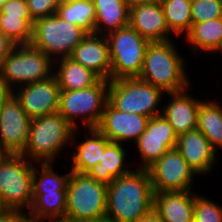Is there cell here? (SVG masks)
I'll list each match as a JSON object with an SVG mask.
<instances>
[{"mask_svg":"<svg viewBox=\"0 0 222 222\" xmlns=\"http://www.w3.org/2000/svg\"><path fill=\"white\" fill-rule=\"evenodd\" d=\"M192 24L222 17L221 0H192Z\"/></svg>","mask_w":222,"mask_h":222,"instance_id":"d6a6232c","label":"cell"},{"mask_svg":"<svg viewBox=\"0 0 222 222\" xmlns=\"http://www.w3.org/2000/svg\"><path fill=\"white\" fill-rule=\"evenodd\" d=\"M107 185L71 171L67 184L66 222H87L106 216Z\"/></svg>","mask_w":222,"mask_h":222,"instance_id":"277c9868","label":"cell"},{"mask_svg":"<svg viewBox=\"0 0 222 222\" xmlns=\"http://www.w3.org/2000/svg\"><path fill=\"white\" fill-rule=\"evenodd\" d=\"M13 93L31 119L57 112L59 109L60 88L54 75L46 80L19 86Z\"/></svg>","mask_w":222,"mask_h":222,"instance_id":"5bb4252c","label":"cell"},{"mask_svg":"<svg viewBox=\"0 0 222 222\" xmlns=\"http://www.w3.org/2000/svg\"><path fill=\"white\" fill-rule=\"evenodd\" d=\"M194 191L153 194V209L163 222H193Z\"/></svg>","mask_w":222,"mask_h":222,"instance_id":"ffe728a7","label":"cell"},{"mask_svg":"<svg viewBox=\"0 0 222 222\" xmlns=\"http://www.w3.org/2000/svg\"><path fill=\"white\" fill-rule=\"evenodd\" d=\"M67 191L33 193L30 222L65 221Z\"/></svg>","mask_w":222,"mask_h":222,"instance_id":"484cf974","label":"cell"},{"mask_svg":"<svg viewBox=\"0 0 222 222\" xmlns=\"http://www.w3.org/2000/svg\"><path fill=\"white\" fill-rule=\"evenodd\" d=\"M172 40L150 42L147 45L138 77L165 94L181 92L191 87L186 61Z\"/></svg>","mask_w":222,"mask_h":222,"instance_id":"7a4b0ae2","label":"cell"},{"mask_svg":"<svg viewBox=\"0 0 222 222\" xmlns=\"http://www.w3.org/2000/svg\"><path fill=\"white\" fill-rule=\"evenodd\" d=\"M187 88L177 93H168L170 101L162 107V115L173 127L177 137L197 128V114L202 100L194 98Z\"/></svg>","mask_w":222,"mask_h":222,"instance_id":"d6986e66","label":"cell"},{"mask_svg":"<svg viewBox=\"0 0 222 222\" xmlns=\"http://www.w3.org/2000/svg\"><path fill=\"white\" fill-rule=\"evenodd\" d=\"M16 45L0 31V65Z\"/></svg>","mask_w":222,"mask_h":222,"instance_id":"8d00e7d4","label":"cell"},{"mask_svg":"<svg viewBox=\"0 0 222 222\" xmlns=\"http://www.w3.org/2000/svg\"><path fill=\"white\" fill-rule=\"evenodd\" d=\"M96 20L94 33H108L129 26V6L124 0H92Z\"/></svg>","mask_w":222,"mask_h":222,"instance_id":"cb8c5ba5","label":"cell"},{"mask_svg":"<svg viewBox=\"0 0 222 222\" xmlns=\"http://www.w3.org/2000/svg\"><path fill=\"white\" fill-rule=\"evenodd\" d=\"M129 26L149 42H163L173 38L160 2L130 7Z\"/></svg>","mask_w":222,"mask_h":222,"instance_id":"ac0fdd59","label":"cell"},{"mask_svg":"<svg viewBox=\"0 0 222 222\" xmlns=\"http://www.w3.org/2000/svg\"><path fill=\"white\" fill-rule=\"evenodd\" d=\"M9 153L3 148L0 144V162L7 156Z\"/></svg>","mask_w":222,"mask_h":222,"instance_id":"60d3db41","label":"cell"},{"mask_svg":"<svg viewBox=\"0 0 222 222\" xmlns=\"http://www.w3.org/2000/svg\"><path fill=\"white\" fill-rule=\"evenodd\" d=\"M56 64V66H55ZM53 75L60 90H81L95 85L101 78L71 58H60L54 61Z\"/></svg>","mask_w":222,"mask_h":222,"instance_id":"7402d4cb","label":"cell"},{"mask_svg":"<svg viewBox=\"0 0 222 222\" xmlns=\"http://www.w3.org/2000/svg\"><path fill=\"white\" fill-rule=\"evenodd\" d=\"M137 222H163L160 216L152 209L147 215L140 218Z\"/></svg>","mask_w":222,"mask_h":222,"instance_id":"f35d334b","label":"cell"},{"mask_svg":"<svg viewBox=\"0 0 222 222\" xmlns=\"http://www.w3.org/2000/svg\"><path fill=\"white\" fill-rule=\"evenodd\" d=\"M85 129L89 132L85 133V140L75 144L74 153H71L73 163H71L70 170L80 174H86L92 167L100 163L105 147L110 143L97 128Z\"/></svg>","mask_w":222,"mask_h":222,"instance_id":"44dd1931","label":"cell"},{"mask_svg":"<svg viewBox=\"0 0 222 222\" xmlns=\"http://www.w3.org/2000/svg\"><path fill=\"white\" fill-rule=\"evenodd\" d=\"M109 80L100 79L95 85L81 90H60L59 109L61 116L74 128H97L108 102ZM77 119V121H76Z\"/></svg>","mask_w":222,"mask_h":222,"instance_id":"52a82bcc","label":"cell"},{"mask_svg":"<svg viewBox=\"0 0 222 222\" xmlns=\"http://www.w3.org/2000/svg\"><path fill=\"white\" fill-rule=\"evenodd\" d=\"M45 222V221H44ZM51 222H66V221H51Z\"/></svg>","mask_w":222,"mask_h":222,"instance_id":"bcb514c9","label":"cell"},{"mask_svg":"<svg viewBox=\"0 0 222 222\" xmlns=\"http://www.w3.org/2000/svg\"><path fill=\"white\" fill-rule=\"evenodd\" d=\"M76 130L58 111L31 119L28 142L22 155L33 162L54 163L67 144H77L74 140L79 132Z\"/></svg>","mask_w":222,"mask_h":222,"instance_id":"3957f363","label":"cell"},{"mask_svg":"<svg viewBox=\"0 0 222 222\" xmlns=\"http://www.w3.org/2000/svg\"><path fill=\"white\" fill-rule=\"evenodd\" d=\"M148 170H132L107 185L106 216L113 222H137L153 209Z\"/></svg>","mask_w":222,"mask_h":222,"instance_id":"6da1fadb","label":"cell"},{"mask_svg":"<svg viewBox=\"0 0 222 222\" xmlns=\"http://www.w3.org/2000/svg\"><path fill=\"white\" fill-rule=\"evenodd\" d=\"M0 222H30V220L27 211L4 209L0 212Z\"/></svg>","mask_w":222,"mask_h":222,"instance_id":"d590c367","label":"cell"},{"mask_svg":"<svg viewBox=\"0 0 222 222\" xmlns=\"http://www.w3.org/2000/svg\"><path fill=\"white\" fill-rule=\"evenodd\" d=\"M31 18L37 19L52 16L60 3L59 0H26Z\"/></svg>","mask_w":222,"mask_h":222,"instance_id":"836d02e7","label":"cell"},{"mask_svg":"<svg viewBox=\"0 0 222 222\" xmlns=\"http://www.w3.org/2000/svg\"><path fill=\"white\" fill-rule=\"evenodd\" d=\"M36 163L22 154H9L0 162V203L4 209H30L33 202V170Z\"/></svg>","mask_w":222,"mask_h":222,"instance_id":"8992f818","label":"cell"},{"mask_svg":"<svg viewBox=\"0 0 222 222\" xmlns=\"http://www.w3.org/2000/svg\"><path fill=\"white\" fill-rule=\"evenodd\" d=\"M87 222H113L112 220L108 219L107 217L98 219V220H93V221H87Z\"/></svg>","mask_w":222,"mask_h":222,"instance_id":"b9f144b4","label":"cell"},{"mask_svg":"<svg viewBox=\"0 0 222 222\" xmlns=\"http://www.w3.org/2000/svg\"><path fill=\"white\" fill-rule=\"evenodd\" d=\"M124 1L129 6V8L140 4H152L160 2V0H124Z\"/></svg>","mask_w":222,"mask_h":222,"instance_id":"ab89813d","label":"cell"},{"mask_svg":"<svg viewBox=\"0 0 222 222\" xmlns=\"http://www.w3.org/2000/svg\"><path fill=\"white\" fill-rule=\"evenodd\" d=\"M165 93L138 77L110 80L108 103L118 111L144 115L148 118L162 114ZM163 96V97H162Z\"/></svg>","mask_w":222,"mask_h":222,"instance_id":"5b68a950","label":"cell"},{"mask_svg":"<svg viewBox=\"0 0 222 222\" xmlns=\"http://www.w3.org/2000/svg\"><path fill=\"white\" fill-rule=\"evenodd\" d=\"M88 33L56 14L34 21L31 45L53 61L70 57L74 48Z\"/></svg>","mask_w":222,"mask_h":222,"instance_id":"9c48e42d","label":"cell"},{"mask_svg":"<svg viewBox=\"0 0 222 222\" xmlns=\"http://www.w3.org/2000/svg\"><path fill=\"white\" fill-rule=\"evenodd\" d=\"M12 93L13 91L3 81L0 73V108Z\"/></svg>","mask_w":222,"mask_h":222,"instance_id":"74e56055","label":"cell"},{"mask_svg":"<svg viewBox=\"0 0 222 222\" xmlns=\"http://www.w3.org/2000/svg\"><path fill=\"white\" fill-rule=\"evenodd\" d=\"M60 2H68V1H72V0H59Z\"/></svg>","mask_w":222,"mask_h":222,"instance_id":"f6af8a7d","label":"cell"},{"mask_svg":"<svg viewBox=\"0 0 222 222\" xmlns=\"http://www.w3.org/2000/svg\"><path fill=\"white\" fill-rule=\"evenodd\" d=\"M166 24L177 38L189 32L192 26V0H160Z\"/></svg>","mask_w":222,"mask_h":222,"instance_id":"f1b7e54d","label":"cell"},{"mask_svg":"<svg viewBox=\"0 0 222 222\" xmlns=\"http://www.w3.org/2000/svg\"><path fill=\"white\" fill-rule=\"evenodd\" d=\"M111 61L110 80L139 77L150 43L130 26L108 33Z\"/></svg>","mask_w":222,"mask_h":222,"instance_id":"30bf717a","label":"cell"},{"mask_svg":"<svg viewBox=\"0 0 222 222\" xmlns=\"http://www.w3.org/2000/svg\"><path fill=\"white\" fill-rule=\"evenodd\" d=\"M4 210V208L2 207L1 203H0V212H2Z\"/></svg>","mask_w":222,"mask_h":222,"instance_id":"ee69618b","label":"cell"},{"mask_svg":"<svg viewBox=\"0 0 222 222\" xmlns=\"http://www.w3.org/2000/svg\"><path fill=\"white\" fill-rule=\"evenodd\" d=\"M193 222H222V206L194 193Z\"/></svg>","mask_w":222,"mask_h":222,"instance_id":"1f68e13d","label":"cell"},{"mask_svg":"<svg viewBox=\"0 0 222 222\" xmlns=\"http://www.w3.org/2000/svg\"><path fill=\"white\" fill-rule=\"evenodd\" d=\"M185 40L191 46L193 54L221 53L222 43V17L213 20L192 24L185 35Z\"/></svg>","mask_w":222,"mask_h":222,"instance_id":"d4e9b609","label":"cell"},{"mask_svg":"<svg viewBox=\"0 0 222 222\" xmlns=\"http://www.w3.org/2000/svg\"><path fill=\"white\" fill-rule=\"evenodd\" d=\"M52 164V162H46L36 163L34 165L32 183L33 193L67 191V184L71 170L69 169L68 173L66 172L61 175L54 171V165Z\"/></svg>","mask_w":222,"mask_h":222,"instance_id":"f546056e","label":"cell"},{"mask_svg":"<svg viewBox=\"0 0 222 222\" xmlns=\"http://www.w3.org/2000/svg\"><path fill=\"white\" fill-rule=\"evenodd\" d=\"M153 193L192 191L196 172L174 148L164 153L148 169Z\"/></svg>","mask_w":222,"mask_h":222,"instance_id":"8fae6325","label":"cell"},{"mask_svg":"<svg viewBox=\"0 0 222 222\" xmlns=\"http://www.w3.org/2000/svg\"><path fill=\"white\" fill-rule=\"evenodd\" d=\"M69 58L93 71L101 79L110 81L111 61L106 35L88 33Z\"/></svg>","mask_w":222,"mask_h":222,"instance_id":"2e32d148","label":"cell"},{"mask_svg":"<svg viewBox=\"0 0 222 222\" xmlns=\"http://www.w3.org/2000/svg\"><path fill=\"white\" fill-rule=\"evenodd\" d=\"M0 17L32 19L26 0H7L0 9Z\"/></svg>","mask_w":222,"mask_h":222,"instance_id":"e575fe53","label":"cell"},{"mask_svg":"<svg viewBox=\"0 0 222 222\" xmlns=\"http://www.w3.org/2000/svg\"><path fill=\"white\" fill-rule=\"evenodd\" d=\"M148 119L144 115L118 111L107 102L97 129L110 142L134 143L145 131Z\"/></svg>","mask_w":222,"mask_h":222,"instance_id":"9a60e30c","label":"cell"},{"mask_svg":"<svg viewBox=\"0 0 222 222\" xmlns=\"http://www.w3.org/2000/svg\"><path fill=\"white\" fill-rule=\"evenodd\" d=\"M176 149L196 174L201 176L212 172L219 159L218 153L198 128L179 135Z\"/></svg>","mask_w":222,"mask_h":222,"instance_id":"e0dca14e","label":"cell"},{"mask_svg":"<svg viewBox=\"0 0 222 222\" xmlns=\"http://www.w3.org/2000/svg\"><path fill=\"white\" fill-rule=\"evenodd\" d=\"M7 0H0V9Z\"/></svg>","mask_w":222,"mask_h":222,"instance_id":"7bdbcfd3","label":"cell"},{"mask_svg":"<svg viewBox=\"0 0 222 222\" xmlns=\"http://www.w3.org/2000/svg\"><path fill=\"white\" fill-rule=\"evenodd\" d=\"M56 15L68 23L81 27L87 33H94L96 11L92 0L60 2Z\"/></svg>","mask_w":222,"mask_h":222,"instance_id":"83f0119b","label":"cell"},{"mask_svg":"<svg viewBox=\"0 0 222 222\" xmlns=\"http://www.w3.org/2000/svg\"><path fill=\"white\" fill-rule=\"evenodd\" d=\"M33 19L0 17V31L15 45L30 44L33 34Z\"/></svg>","mask_w":222,"mask_h":222,"instance_id":"4dcf8cb0","label":"cell"},{"mask_svg":"<svg viewBox=\"0 0 222 222\" xmlns=\"http://www.w3.org/2000/svg\"><path fill=\"white\" fill-rule=\"evenodd\" d=\"M54 61L31 44L16 45L0 65L3 81L15 88L46 80L53 75ZM14 88V89H13Z\"/></svg>","mask_w":222,"mask_h":222,"instance_id":"ba28073f","label":"cell"},{"mask_svg":"<svg viewBox=\"0 0 222 222\" xmlns=\"http://www.w3.org/2000/svg\"><path fill=\"white\" fill-rule=\"evenodd\" d=\"M197 128L218 152L222 149V104L215 100H202L197 114Z\"/></svg>","mask_w":222,"mask_h":222,"instance_id":"4316f807","label":"cell"},{"mask_svg":"<svg viewBox=\"0 0 222 222\" xmlns=\"http://www.w3.org/2000/svg\"><path fill=\"white\" fill-rule=\"evenodd\" d=\"M31 118L12 93L0 108V144L9 154H22L28 142Z\"/></svg>","mask_w":222,"mask_h":222,"instance_id":"4fadbf2b","label":"cell"},{"mask_svg":"<svg viewBox=\"0 0 222 222\" xmlns=\"http://www.w3.org/2000/svg\"><path fill=\"white\" fill-rule=\"evenodd\" d=\"M134 144L141 159L137 168L147 170L164 153L176 148L177 135L168 120L161 114L148 119L145 131Z\"/></svg>","mask_w":222,"mask_h":222,"instance_id":"7c38bea8","label":"cell"},{"mask_svg":"<svg viewBox=\"0 0 222 222\" xmlns=\"http://www.w3.org/2000/svg\"><path fill=\"white\" fill-rule=\"evenodd\" d=\"M128 151L123 144L110 142L104 150L99 164L92 167L86 174L98 182L106 185L112 183L115 178L128 174L131 170L125 166V158Z\"/></svg>","mask_w":222,"mask_h":222,"instance_id":"603a6c76","label":"cell"}]
</instances>
